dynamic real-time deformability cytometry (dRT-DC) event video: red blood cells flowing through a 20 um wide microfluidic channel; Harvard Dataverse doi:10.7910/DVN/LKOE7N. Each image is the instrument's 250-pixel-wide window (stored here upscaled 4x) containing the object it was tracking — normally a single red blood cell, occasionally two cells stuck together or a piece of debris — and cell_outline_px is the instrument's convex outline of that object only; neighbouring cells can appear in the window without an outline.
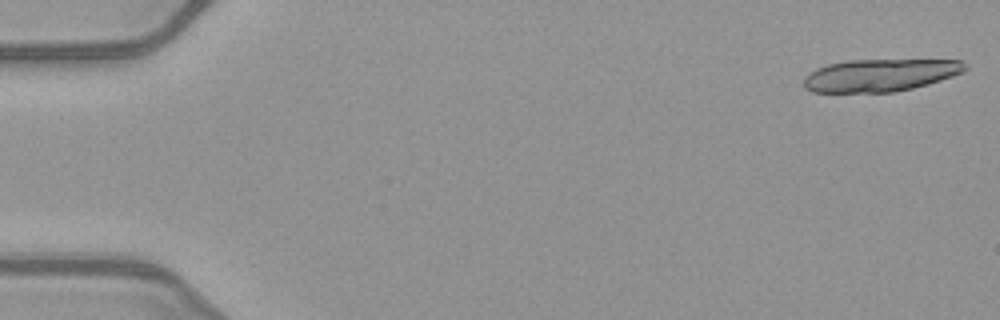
{"species": "common noctule bat (a hibernating species)", "species_latin": "Nyctalus noctula", "temperature_condition": "warm", "stored_images_in_passage": 18, "camera_frame_rate_fps": 3000, "um_per_image_px": 0.085, "animal": {"sex": "female", "body_mass_g": 21.9}, "frame": {"image": 1, "passage_image": 1, "time_ms": 0.0, "image_size_px": [1000, 320], "cell_outline_px": [[968, 68], [964, 72], [928, 84], [896, 92], [812, 92], [804, 88], [804, 76], [816, 68], [828, 64], [848, 60], [960, 60], [968, 64]], "centroid_in_image_um": [74.81, 6.39], "position_along_channel_um": 10.2, "area_um2": 30.63}}